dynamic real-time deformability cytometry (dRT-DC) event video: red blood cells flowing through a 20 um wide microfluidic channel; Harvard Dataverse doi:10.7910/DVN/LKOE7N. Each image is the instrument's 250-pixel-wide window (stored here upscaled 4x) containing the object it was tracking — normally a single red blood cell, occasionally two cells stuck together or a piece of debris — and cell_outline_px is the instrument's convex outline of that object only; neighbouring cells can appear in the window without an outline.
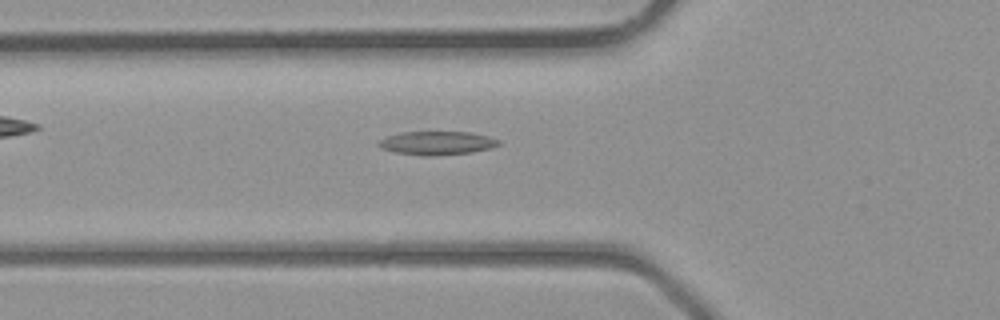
{"species": "common noctule bat (a hibernating species)", "species_latin": "Nyctalus noctula", "temperature_condition": "room temperature", "stored_images_in_passage": 30, "camera_frame_rate_fps": 3000, "um_per_image_px": 0.085, "animal": {"sex": "male", "body_mass_g": 23.1, "forearm_length_mm": 52.7}, "frame": {"image": 1, "passage_image": 5, "time_ms": 1.333, "image_size_px": [1000, 320], "cell_outline_px": [[500, 144], [492, 148], [472, 152], [428, 156], [424, 156], [396, 152], [380, 148], [376, 144], [380, 140], [388, 136], [404, 132], [472, 132], [488, 136], [500, 140]], "centroid_in_image_um": [37.17, 12.16], "position_along_channel_um": 88.6, "area_um2": 16.42}}
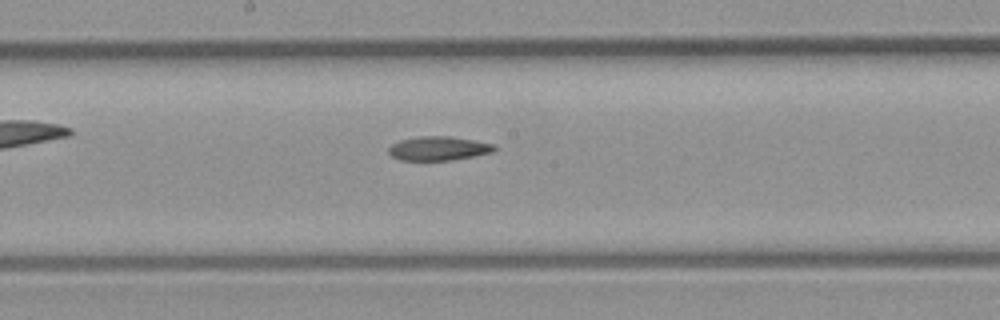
{"frame": {"image": 2, "passage_image": 12, "time_ms": 3.667, "image_size_px": [1000, 320], "cell_outline_px": [[496, 148], [492, 152], [452, 160], [400, 160], [392, 156], [388, 152], [388, 148], [392, 144], [400, 140], [420, 136], [448, 136], [496, 144]], "centroid_in_image_um": [37.26, 12.61], "position_along_channel_um": 210.9, "area_um2": 14.68}}
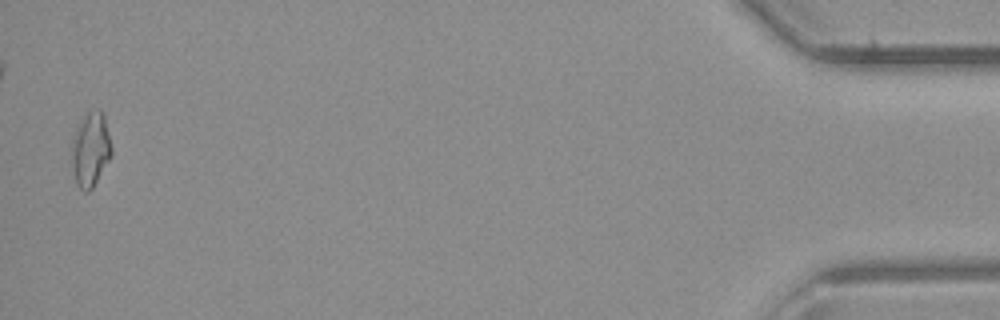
{"frame": {"image": 3, "passage_image": 30, "time_ms": 9.667, "image_size_px": [1000, 320], "cell_outline_px": [[112, 156], [92, 188], [88, 192], [84, 192], [76, 184], [72, 164], [72, 140], [84, 116], [88, 112], [100, 108], [104, 112], [112, 148]], "centroid_in_image_um": [7.73, 12.71], "position_along_channel_um": 427.5, "area_um2": 17.17}}